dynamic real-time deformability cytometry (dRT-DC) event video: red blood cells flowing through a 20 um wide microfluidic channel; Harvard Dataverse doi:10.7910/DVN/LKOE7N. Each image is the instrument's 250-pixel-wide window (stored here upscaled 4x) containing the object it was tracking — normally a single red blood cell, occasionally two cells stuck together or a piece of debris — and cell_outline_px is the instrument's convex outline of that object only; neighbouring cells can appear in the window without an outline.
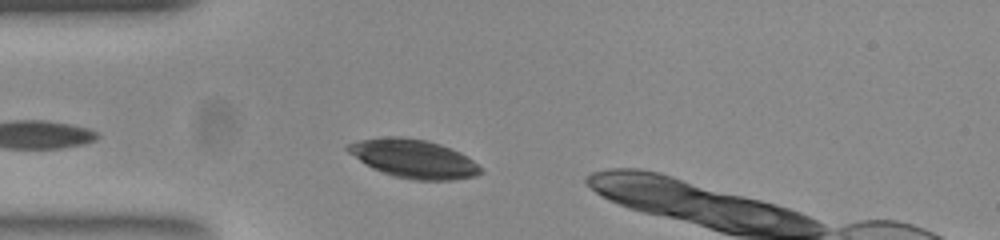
{"species": "common noctule bat (a hibernating species)", "species_latin": "Nyctalus noctula", "temperature_condition": "room temperature", "stored_images_in_passage": 19, "camera_frame_rate_fps": 3000, "um_per_image_px": 0.085, "animal": {"sex": "female", "body_mass_g": 23.0, "forearm_length_mm": 53.4}, "frame": {"image": 1, "passage_image": 6, "time_ms": 1.667, "image_size_px": [1000, 240], "cell_outline_px": [[484, 172], [476, 176], [452, 180], [412, 180], [392, 176], [372, 168], [364, 164], [348, 152], [344, 148], [348, 144], [360, 140], [388, 136], [396, 136], [424, 140], [440, 144], [460, 152], [472, 160]], "centroid_in_image_um": [35.13, 13.5], "position_along_channel_um": 49.9, "area_um2": 29.77}}
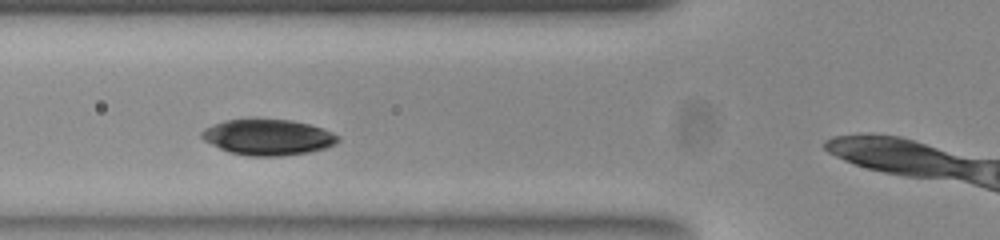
{"frame": {"image": 2, "passage_image": 11, "time_ms": 3.333, "image_size_px": [1000, 240], "cell_outline_px": [[340, 140], [336, 144], [324, 148], [308, 152], [280, 156], [248, 156], [228, 152], [204, 140], [200, 136], [200, 132], [224, 120], [252, 116], [292, 120], [324, 128], [340, 136]], "centroid_in_image_um": [22.78, 11.62], "position_along_channel_um": 103.0, "area_um2": 29.13}}